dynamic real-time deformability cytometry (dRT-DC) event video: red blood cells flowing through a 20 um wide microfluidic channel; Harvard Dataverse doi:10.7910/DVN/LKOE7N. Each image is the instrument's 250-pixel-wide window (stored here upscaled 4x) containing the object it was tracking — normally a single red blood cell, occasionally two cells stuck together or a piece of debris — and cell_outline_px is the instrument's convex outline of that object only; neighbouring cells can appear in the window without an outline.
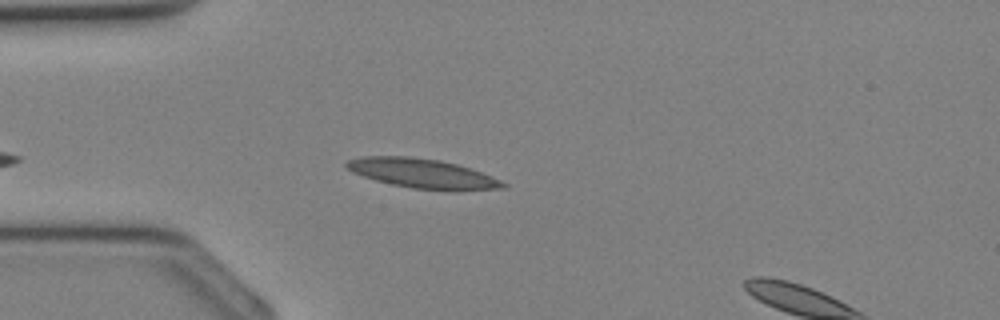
{"species": "Egyptian fruit bat (a non-hibernating species)", "species_latin": "Rousettus aegyptiacus", "temperature_condition": "cold", "stored_images_in_passage": 6, "camera_frame_rate_fps": 3000, "um_per_image_px": 0.085, "animal": {"sex": "female"}, "frame": {"image": 1, "passage_image": 4, "time_ms": 1.0, "image_size_px": [1000, 320], "cell_outline_px": [[508, 184], [504, 188], [412, 188], [392, 184], [376, 180], [352, 172], [344, 164], [348, 160], [364, 156], [408, 156], [440, 160], [456, 164], [480, 172], [500, 180]], "centroid_in_image_um": [35.79, 14.69], "position_along_channel_um": 49.2, "area_um2": 25.61}}